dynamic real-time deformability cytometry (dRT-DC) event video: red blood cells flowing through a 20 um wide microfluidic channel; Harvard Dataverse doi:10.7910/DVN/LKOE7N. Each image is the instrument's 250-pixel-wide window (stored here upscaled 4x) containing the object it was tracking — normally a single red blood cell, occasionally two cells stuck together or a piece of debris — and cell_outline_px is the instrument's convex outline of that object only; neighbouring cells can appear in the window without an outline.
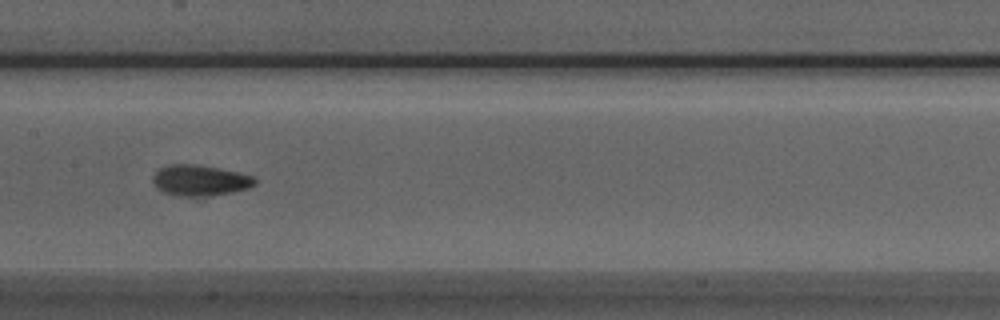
{"species": "Egyptian fruit bat (a non-hibernating species)", "species_latin": "Rousettus aegyptiacus", "temperature_condition": "room temperature", "stored_images_in_passage": 40, "camera_frame_rate_fps": 3000, "um_per_image_px": 0.085, "animal": {"sex": "male"}, "frame": {"image": 1, "passage_image": 12, "time_ms": 3.667, "image_size_px": [1000, 320], "cell_outline_px": [[256, 184], [248, 188], [228, 192], [204, 196], [180, 196], [164, 192], [156, 188], [152, 180], [152, 176], [160, 168], [168, 164], [192, 164], [216, 168], [236, 172], [252, 176], [256, 180]], "centroid_in_image_um": [16.94, 15.33], "position_along_channel_um": 190.5, "area_um2": 17.98}}
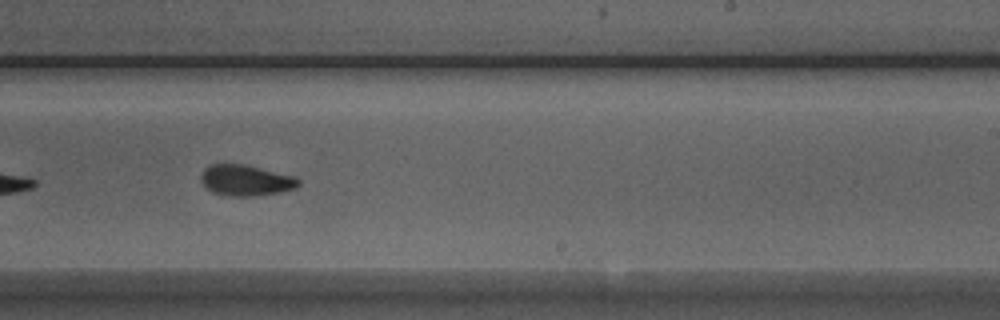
{"frame": {"image": 2, "passage_image": 18, "time_ms": 5.667, "image_size_px": [1000, 320], "cell_outline_px": [[300, 184], [296, 188], [280, 192], [256, 196], [232, 196], [212, 192], [200, 180], [200, 176], [204, 168], [212, 164], [244, 164], [292, 176], [300, 180]], "centroid_in_image_um": [20.88, 15.33], "position_along_channel_um": 268.1, "area_um2": 17.4}}
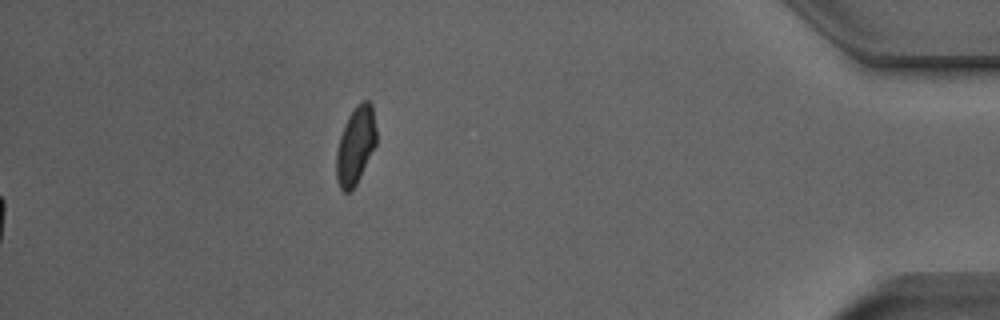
{"frame": {"image": 3, "passage_image": 40, "time_ms": 13.0, "image_size_px": [1000, 320], "cell_outline_px": [[376, 144], [356, 184], [348, 192], [344, 192], [340, 188], [336, 180], [336, 152], [340, 136], [348, 116], [356, 104], [364, 100], [368, 100], [372, 104], [376, 128]], "centroid_in_image_um": [30.22, 12.34], "position_along_channel_um": 405.0, "area_um2": 18.03}, "authors_computed_cell_mechanics": {"area_um2": 17.6001, "velocity_mm_per_s": 3.9072, "shape_relaxation_time_tau1_ms": 4.7422, "shape_relaxation_time_tau2_ms": 2.064, "deformation_change_tau1": 0.1107, "deformation_change_tau2": 0.0742}}